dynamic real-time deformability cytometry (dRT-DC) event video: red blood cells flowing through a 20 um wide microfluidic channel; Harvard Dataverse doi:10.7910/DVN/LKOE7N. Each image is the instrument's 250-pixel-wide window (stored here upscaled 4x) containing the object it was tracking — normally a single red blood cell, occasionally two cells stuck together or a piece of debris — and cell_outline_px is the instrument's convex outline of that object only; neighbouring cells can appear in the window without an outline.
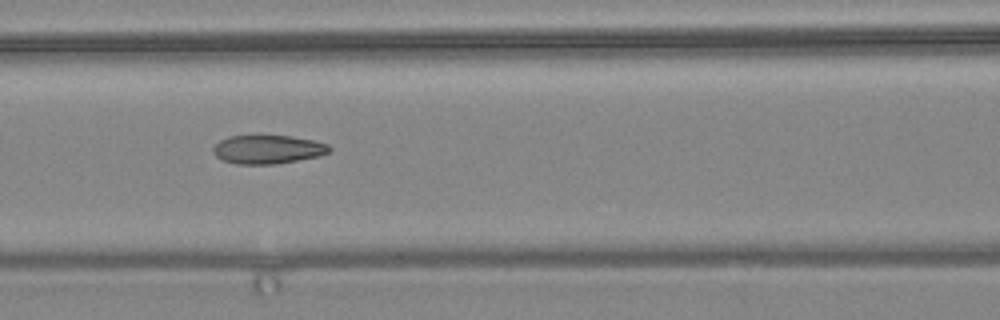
{"species": "common noctule bat (a hibernating species)", "species_latin": "Nyctalus noctula", "temperature_condition": "warm", "stored_images_in_passage": 15, "camera_frame_rate_fps": 3000, "um_per_image_px": 0.085, "animal": {"sex": "female", "body_mass_g": 24.6, "forearm_length_mm": 56.2}, "frame": {"image": 1, "passage_image": 7, "time_ms": 2.0, "image_size_px": [1000, 320], "cell_outline_px": [[332, 148], [328, 152], [320, 156], [276, 164], [236, 164], [224, 160], [216, 156], [212, 152], [212, 148], [220, 140], [228, 136], [292, 136], [312, 140], [328, 144]], "centroid_in_image_um": [22.76, 12.7], "position_along_channel_um": 143.8, "area_um2": 19.36}}
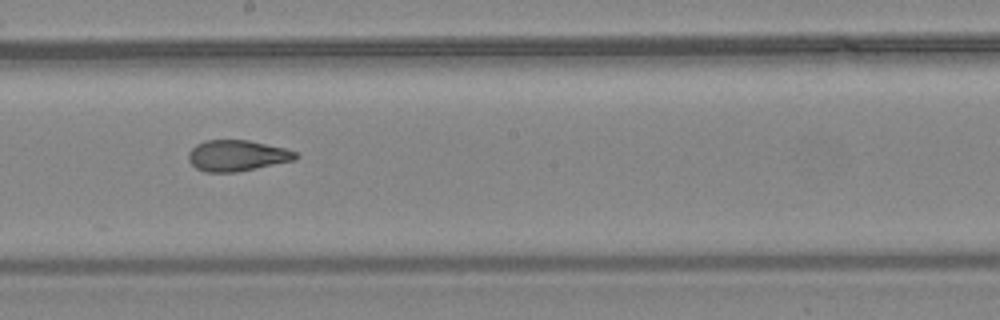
{"frame": {"image": 2, "passage_image": 9, "time_ms": 2.667, "image_size_px": [1000, 320], "cell_outline_px": [[300, 156], [296, 160], [236, 172], [204, 172], [196, 168], [188, 160], [188, 152], [196, 144], [204, 140], [248, 140], [284, 148], [296, 152]], "centroid_in_image_um": [20.14, 13.23], "position_along_channel_um": 228.1, "area_um2": 19.42}}
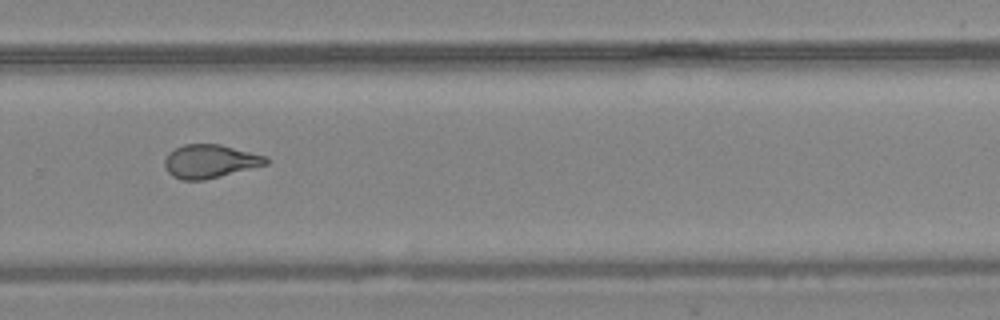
{"frame": {"image": 3, "passage_image": 11, "time_ms": 3.333, "image_size_px": [1000, 320], "cell_outline_px": [[268, 164], [204, 180], [180, 180], [172, 176], [168, 172], [164, 164], [164, 160], [168, 152], [184, 144], [220, 144], [268, 156]], "centroid_in_image_um": [17.84, 13.71], "position_along_channel_um": 312.0, "area_um2": 19.83}}